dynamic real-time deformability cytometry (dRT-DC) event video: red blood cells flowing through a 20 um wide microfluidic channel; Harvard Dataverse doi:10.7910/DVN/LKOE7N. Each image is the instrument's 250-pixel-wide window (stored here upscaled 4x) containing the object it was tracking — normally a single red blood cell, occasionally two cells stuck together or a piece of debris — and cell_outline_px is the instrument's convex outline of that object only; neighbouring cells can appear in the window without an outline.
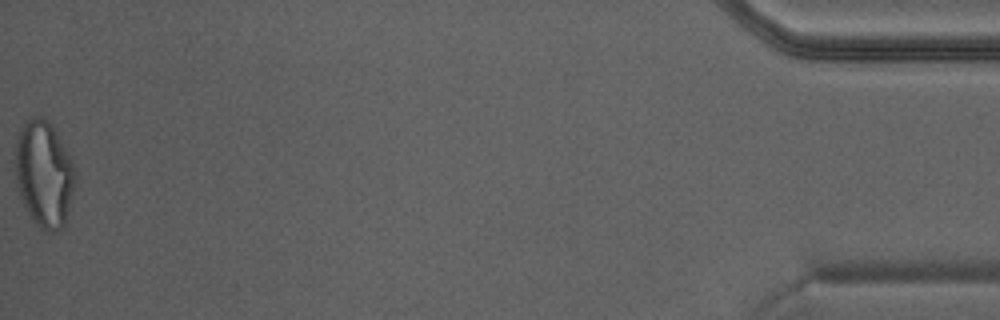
{"species": "Egyptian fruit bat (a non-hibernating species)", "species_latin": "Rousettus aegyptiacus", "temperature_condition": "warm", "stored_images_in_passage": 40, "camera_frame_rate_fps": 3000, "um_per_image_px": 0.085, "animal": {"sex": "male"}, "frame": {"image": 1, "passage_image": 40, "time_ms": 13.0, "image_size_px": [1000, 320], "cell_outline_px": [[76, 180], [64, 228], [56, 232], [48, 232], [40, 228], [32, 220], [20, 196], [12, 160], [20, 128], [28, 120], [36, 116], [44, 116], [48, 120], [56, 132], [72, 164], [76, 176]], "centroid_in_image_um": [3.72, 14.81], "position_along_channel_um": 431.5, "area_um2": 37.22}}